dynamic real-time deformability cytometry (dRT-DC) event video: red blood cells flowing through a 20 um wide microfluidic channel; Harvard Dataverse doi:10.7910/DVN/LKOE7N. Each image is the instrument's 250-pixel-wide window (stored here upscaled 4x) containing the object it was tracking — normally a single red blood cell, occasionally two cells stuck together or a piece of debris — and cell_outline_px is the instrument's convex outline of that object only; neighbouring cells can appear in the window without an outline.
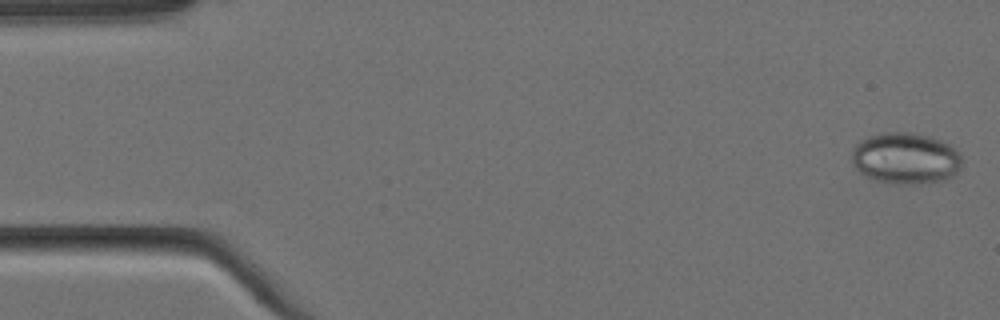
{"species": "Egyptian fruit bat (a non-hibernating species)", "species_latin": "Rousettus aegyptiacus", "temperature_condition": "cold", "stored_images_in_passage": 5, "camera_frame_rate_fps": 3000, "um_per_image_px": 0.085, "animal": {"sex": "female"}, "frame": {"image": 1, "passage_image": 1, "time_ms": 0.0, "image_size_px": [1000, 320], "cell_outline_px": [[960, 168], [952, 176], [944, 180], [920, 184], [892, 184], [876, 180], [860, 172], [852, 164], [852, 148], [860, 140], [868, 136], [880, 132], [912, 132], [928, 136], [940, 140], [956, 148], [960, 156]], "centroid_in_image_um": [76.95, 13.45], "position_along_channel_um": 8.1, "area_um2": 33.18}}